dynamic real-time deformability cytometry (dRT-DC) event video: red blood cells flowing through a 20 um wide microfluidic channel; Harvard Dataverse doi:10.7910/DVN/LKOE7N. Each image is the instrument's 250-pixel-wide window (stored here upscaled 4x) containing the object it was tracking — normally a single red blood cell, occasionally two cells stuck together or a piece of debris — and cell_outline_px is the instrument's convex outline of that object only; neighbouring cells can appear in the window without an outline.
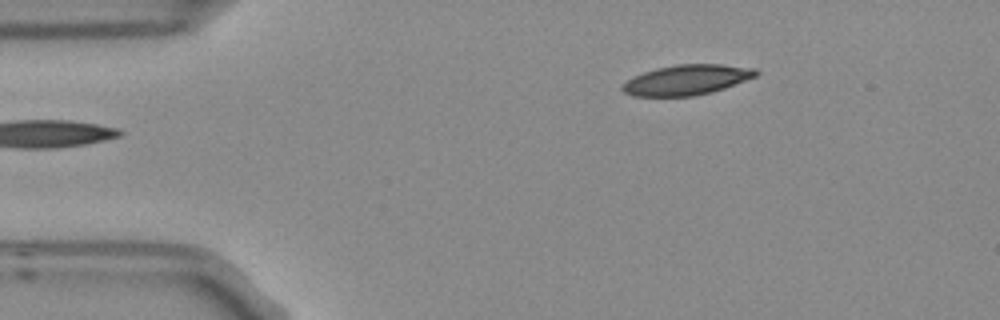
{"species": "Egyptian fruit bat (a non-hibernating species)", "species_latin": "Rousettus aegyptiacus", "temperature_condition": "room temperature", "stored_images_in_passage": 2, "camera_frame_rate_fps": 3000, "um_per_image_px": 0.085, "frame": {"image": 1, "passage_image": 2, "time_ms": 0.333, "image_size_px": [1000, 320], "cell_outline_px": [[760, 72], [756, 76], [724, 88], [712, 92], [692, 96], [632, 96], [624, 92], [620, 88], [620, 84], [632, 76], [656, 68], [676, 64], [720, 64], [756, 68]], "centroid_in_image_um": [58.33, 6.78], "position_along_channel_um": 26.7, "area_um2": 23.64}}